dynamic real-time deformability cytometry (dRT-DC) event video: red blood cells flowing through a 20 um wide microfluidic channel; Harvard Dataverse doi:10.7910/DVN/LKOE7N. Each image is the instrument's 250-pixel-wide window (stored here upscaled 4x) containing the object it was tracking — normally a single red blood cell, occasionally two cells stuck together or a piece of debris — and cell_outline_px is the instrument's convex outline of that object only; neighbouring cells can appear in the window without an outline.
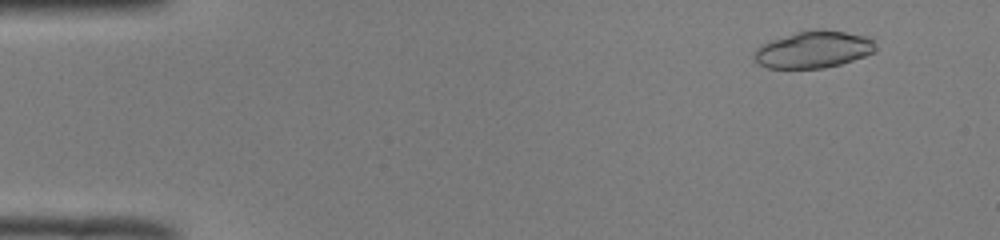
{"species": "common noctule bat (a hibernating species)", "species_latin": "Nyctalus noctula", "temperature_condition": "room temperature", "stored_images_in_passage": 51, "camera_frame_rate_fps": 3000, "um_per_image_px": 0.085, "animal": {"sex": "male", "body_mass_g": 19.0, "forearm_length_mm": 50.8}, "frame": {"image": 1, "passage_image": 5, "time_ms": 1.333, "image_size_px": [1000, 240], "cell_outline_px": [[876, 52], [840, 64], [824, 68], [768, 68], [756, 64], [752, 60], [752, 52], [760, 44], [796, 32], [816, 28], [820, 28], [844, 32], [864, 36], [872, 40], [876, 48]], "centroid_in_image_um": [69.07, 4.21], "position_along_channel_um": 15.9, "area_um2": 26.36}}